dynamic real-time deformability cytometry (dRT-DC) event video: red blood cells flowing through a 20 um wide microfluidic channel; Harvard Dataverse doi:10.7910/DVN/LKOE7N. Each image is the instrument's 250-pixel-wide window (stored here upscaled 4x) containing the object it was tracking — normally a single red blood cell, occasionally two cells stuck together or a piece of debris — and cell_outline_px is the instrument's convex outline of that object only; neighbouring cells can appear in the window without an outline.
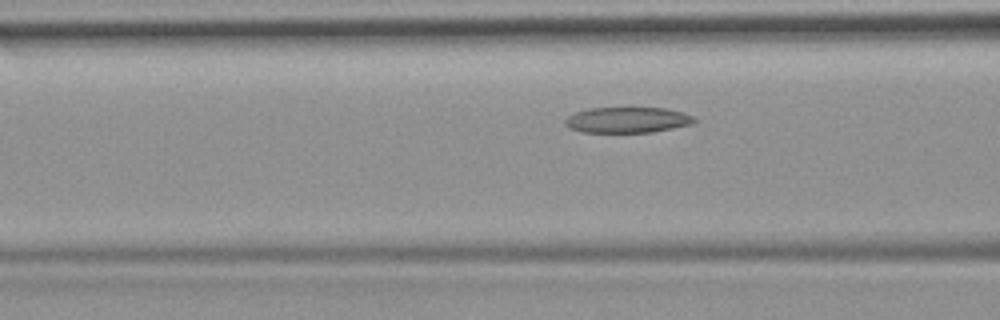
{"species": "common noctule bat (a hibernating species)", "species_latin": "Nyctalus noctula", "temperature_condition": "room temperature", "stored_images_in_passage": 32, "camera_frame_rate_fps": 3000, "um_per_image_px": 0.085, "animal": {"sex": "female", "body_mass_g": 19.9}, "frame": {"image": 1, "passage_image": 10, "time_ms": 3.0, "image_size_px": [1000, 320], "cell_outline_px": [[696, 120], [692, 124], [652, 132], [580, 132], [564, 124], [564, 120], [568, 116], [576, 112], [588, 108], [664, 108], [684, 112], [696, 116]], "centroid_in_image_um": [53.35, 10.19], "position_along_channel_um": 113.2, "area_um2": 19.36}}
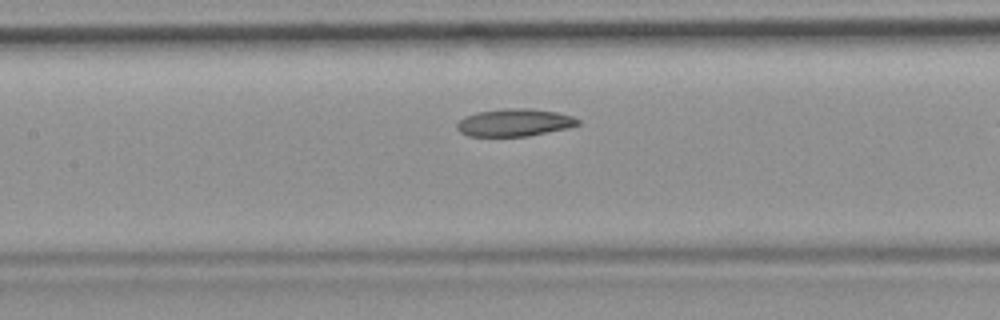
{"frame": {"image": 2, "passage_image": 14, "time_ms": 4.333, "image_size_px": [1000, 320], "cell_outline_px": [[580, 124], [568, 128], [528, 136], [468, 136], [460, 132], [456, 128], [456, 124], [464, 116], [476, 112], [504, 108], [532, 108], [556, 112], [572, 116], [580, 120]], "centroid_in_image_um": [43.72, 10.41], "position_along_channel_um": 163.7, "area_um2": 19.54}}